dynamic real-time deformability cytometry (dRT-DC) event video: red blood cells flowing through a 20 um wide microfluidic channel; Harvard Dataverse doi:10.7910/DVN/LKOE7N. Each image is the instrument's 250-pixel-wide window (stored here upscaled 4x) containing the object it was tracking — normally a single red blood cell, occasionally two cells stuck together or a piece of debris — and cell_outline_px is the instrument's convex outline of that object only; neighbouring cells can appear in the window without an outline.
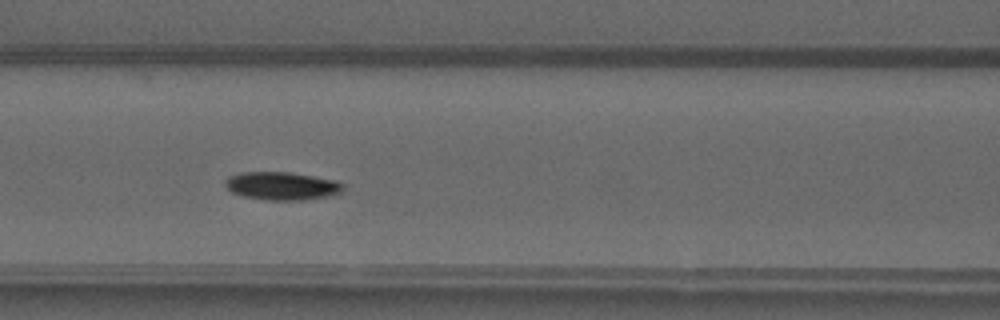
{"species": "common noctule bat (a hibernating species)", "species_latin": "Nyctalus noctula", "temperature_condition": "warm", "stored_images_in_passage": 30, "camera_frame_rate_fps": 3000, "um_per_image_px": 0.085, "animal": {"sex": "male", "forearm_length_mm": 52.5}, "frame": {"image": 1, "passage_image": 9, "time_ms": 2.667, "image_size_px": [1000, 320], "cell_outline_px": [[344, 188], [340, 192], [328, 196], [304, 200], [264, 200], [244, 196], [232, 192], [224, 184], [224, 180], [228, 176], [240, 172], [288, 172], [336, 180], [344, 184]], "centroid_in_image_um": [23.94, 15.8], "position_along_channel_um": 142.7, "area_um2": 19.31}}
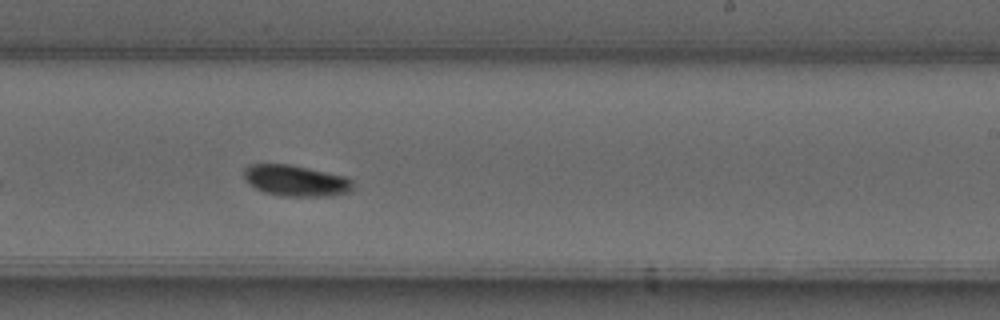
{"frame": {"image": 2, "passage_image": 18, "time_ms": 5.667, "image_size_px": [1000, 320], "cell_outline_px": [[352, 188], [348, 192], [332, 196], [280, 196], [264, 192], [256, 188], [244, 180], [244, 168], [248, 164], [288, 164], [348, 176], [352, 180]], "centroid_in_image_um": [25.14, 15.35], "position_along_channel_um": 263.9, "area_um2": 19.88}, "authors_computed_cell_mechanics": {"area_um2": 19.0162, "velocity_mm_per_s": 4.0522, "shape_relaxation_time_tau1_ms": 2.091, "shape_relaxation_time_tau2_ms": 2.4551, "deformation_change_tau1": 0.1022, "deformation_change_tau2": 0.036}}